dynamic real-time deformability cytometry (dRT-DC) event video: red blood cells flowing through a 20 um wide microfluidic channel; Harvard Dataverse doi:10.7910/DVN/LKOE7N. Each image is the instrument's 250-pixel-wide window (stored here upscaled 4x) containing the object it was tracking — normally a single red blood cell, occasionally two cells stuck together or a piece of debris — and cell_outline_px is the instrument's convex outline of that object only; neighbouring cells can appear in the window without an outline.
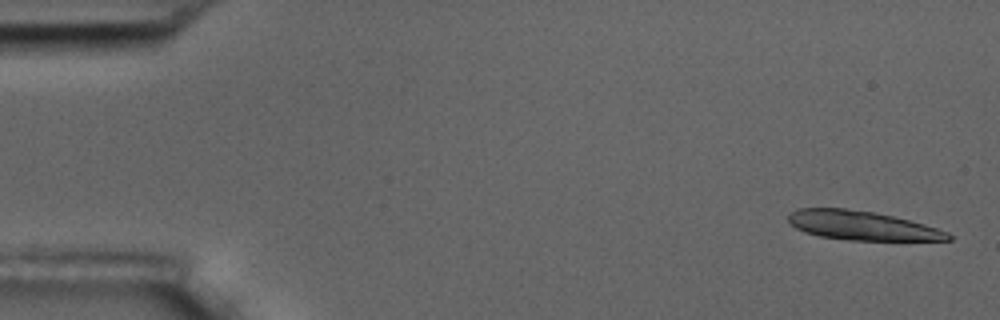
{"species": "common noctule bat (a hibernating species)", "species_latin": "Nyctalus noctula", "temperature_condition": "room temperature", "stored_images_in_passage": 6, "camera_frame_rate_fps": 3000, "um_per_image_px": 0.085, "animal": {"sex": "male", "body_mass_g": 17.5, "forearm_length_mm": 52.3}, "frame": {"image": 1, "passage_image": 1, "time_ms": 0.0, "image_size_px": [1000, 320], "cell_outline_px": [[952, 240], [848, 240], [820, 236], [804, 232], [796, 228], [788, 220], [788, 216], [792, 212], [800, 208], [844, 208], [872, 212], [892, 216], [924, 224], [948, 232], [952, 236]], "centroid_in_image_um": [73.26, 19.17], "position_along_channel_um": 11.7, "area_um2": 26.76}}